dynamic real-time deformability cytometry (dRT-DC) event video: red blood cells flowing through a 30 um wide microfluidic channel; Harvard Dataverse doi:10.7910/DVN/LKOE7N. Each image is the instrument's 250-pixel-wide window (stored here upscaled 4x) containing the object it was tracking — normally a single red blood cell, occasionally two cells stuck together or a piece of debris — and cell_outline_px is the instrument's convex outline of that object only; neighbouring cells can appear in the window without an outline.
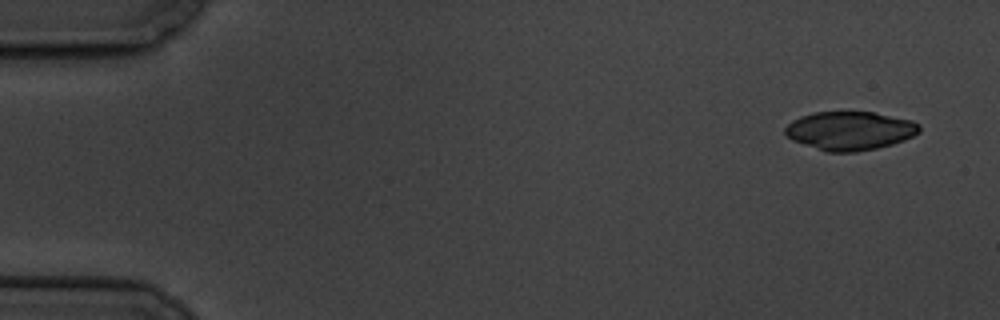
{"species": "common noctule bat (a hibernating species)", "species_latin": "Nyctalus noctula", "temperature_condition": "cold", "stored_images_in_passage": 5, "camera_frame_rate_fps": 3000, "um_per_image_px": 0.085, "animal": {"sex": "male", "body_mass_g": 19.5, "forearm_length_mm": 54.6}, "frame": {"image": 1, "passage_image": 1, "time_ms": 0.0, "image_size_px": [1000, 320], "cell_outline_px": [[920, 132], [904, 140], [892, 144], [876, 148], [856, 152], [824, 152], [792, 140], [784, 136], [784, 128], [792, 120], [800, 116], [812, 112], [872, 112], [912, 120], [920, 124]], "centroid_in_image_um": [72.2, 11.12], "position_along_channel_um": 12.8, "area_um2": 30.46}}